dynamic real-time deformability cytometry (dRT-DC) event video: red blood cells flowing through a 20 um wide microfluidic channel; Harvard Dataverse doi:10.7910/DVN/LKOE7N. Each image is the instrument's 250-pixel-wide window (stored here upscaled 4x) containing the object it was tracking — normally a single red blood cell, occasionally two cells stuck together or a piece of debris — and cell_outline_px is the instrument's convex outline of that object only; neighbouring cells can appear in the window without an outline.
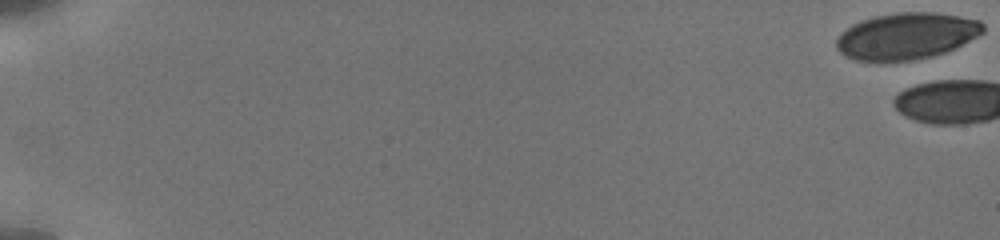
{"species": "human", "species_latin": "Homo sapiens", "temperature_condition": "cold", "stored_images_in_passage": 4, "camera_frame_rate_fps": 3000, "um_per_image_px": 0.085, "donor": {"sex": "male"}, "frame": {"image": 1, "passage_image": 1, "time_ms": 0.0, "image_size_px": [1000, 240], "cell_outline_px": [[984, 32], [956, 48], [932, 56], [912, 60], [880, 64], [856, 60], [840, 52], [836, 48], [836, 40], [852, 24], [876, 16], [900, 12], [932, 12], [980, 20], [984, 24]], "centroid_in_image_um": [77.05, 3.1], "position_along_channel_um": 8.0, "area_um2": 39.94}}